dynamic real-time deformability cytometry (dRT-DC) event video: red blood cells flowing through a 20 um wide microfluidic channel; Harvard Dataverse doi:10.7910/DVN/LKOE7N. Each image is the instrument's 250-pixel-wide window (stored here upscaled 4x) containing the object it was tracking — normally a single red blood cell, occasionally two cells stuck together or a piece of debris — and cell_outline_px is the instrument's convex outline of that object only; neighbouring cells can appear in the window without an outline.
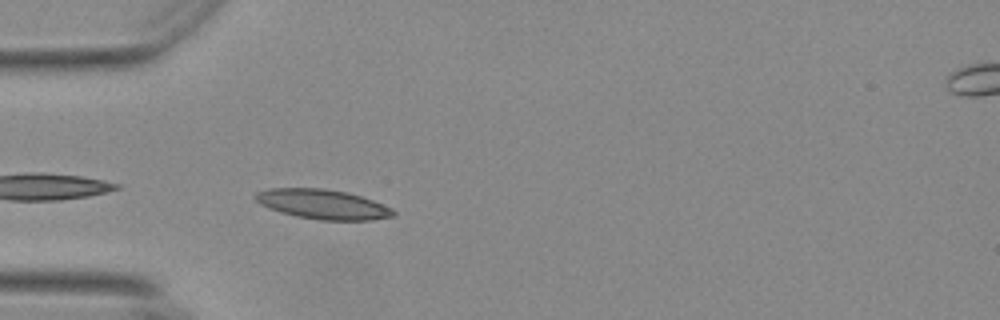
{"species": "Egyptian fruit bat (a non-hibernating species)", "species_latin": "Rousettus aegyptiacus", "temperature_condition": "warm", "stored_images_in_passage": 25, "camera_frame_rate_fps": 3000, "um_per_image_px": 0.085, "animal": {"sex": "female"}, "frame": {"image": 1, "passage_image": 2, "time_ms": 0.333, "image_size_px": [1000, 320], "cell_outline_px": [[396, 212], [392, 216], [372, 220], [320, 220], [296, 216], [280, 212], [268, 208], [260, 204], [252, 196], [256, 192], [268, 188], [324, 188], [344, 192], [360, 196], [372, 200], [392, 208]], "centroid_in_image_um": [27.38, 17.36], "position_along_channel_um": 57.6, "area_um2": 23.81}}
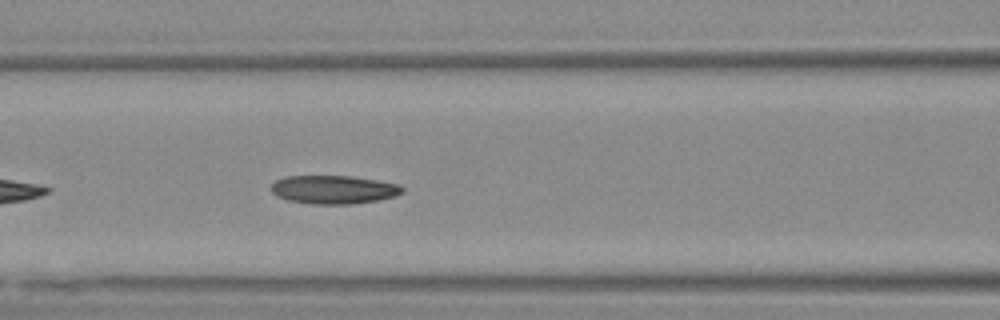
{"frame": {"image": 2, "passage_image": 9, "time_ms": 2.667, "image_size_px": [1000, 320], "cell_outline_px": [[404, 192], [396, 196], [380, 200], [352, 204], [312, 204], [288, 200], [276, 196], [272, 192], [272, 184], [276, 180], [284, 176], [352, 176], [400, 184], [404, 188]], "centroid_in_image_um": [28.4, 16.12], "position_along_channel_um": 138.2, "area_um2": 21.91}}
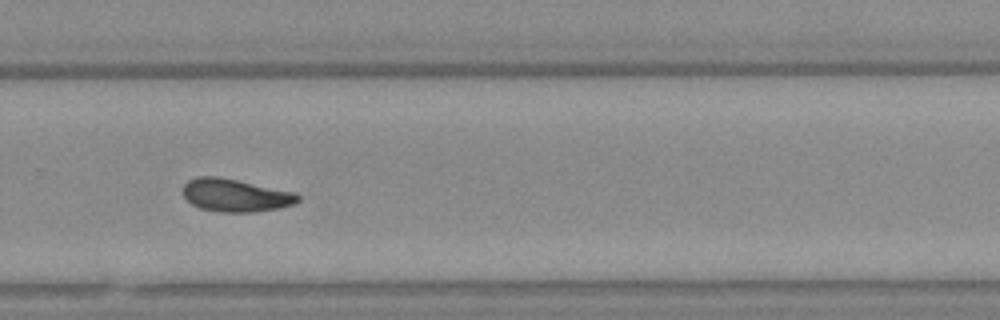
{"frame": {"image": 3, "passage_image": 23, "time_ms": 7.333, "image_size_px": [1000, 320], "cell_outline_px": [[300, 200], [292, 204], [280, 208], [256, 212], [220, 212], [200, 208], [192, 204], [184, 196], [184, 184], [188, 180], [196, 176], [216, 176], [296, 192], [300, 196]], "centroid_in_image_um": [20.03, 16.6], "position_along_channel_um": 309.8, "area_um2": 21.96}}